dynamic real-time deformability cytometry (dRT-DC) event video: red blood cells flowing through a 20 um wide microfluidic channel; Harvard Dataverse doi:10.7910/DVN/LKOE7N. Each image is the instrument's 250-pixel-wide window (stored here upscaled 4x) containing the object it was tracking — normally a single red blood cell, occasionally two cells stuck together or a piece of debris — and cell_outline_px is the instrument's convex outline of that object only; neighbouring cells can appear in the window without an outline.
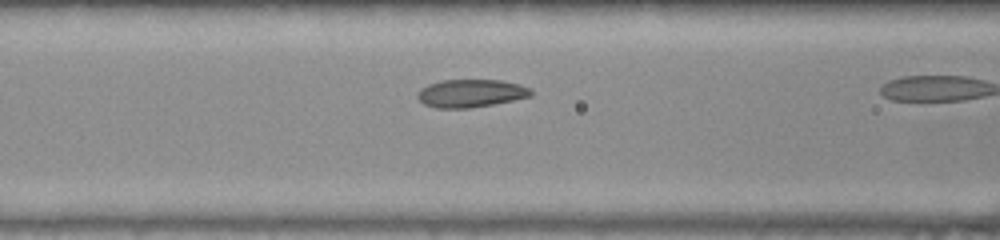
{"species": "common noctule bat (a hibernating species)", "species_latin": "Nyctalus noctula", "temperature_condition": "warm", "stored_images_in_passage": 15, "camera_frame_rate_fps": 3000, "um_per_image_px": 0.085, "animal": {"sex": "female", "body_mass_g": 22.0, "forearm_length_mm": 56.7}, "frame": {"image": 1, "passage_image": 5, "time_ms": 1.333, "image_size_px": [1000, 240], "cell_outline_px": [[532, 96], [492, 104], [468, 108], [436, 108], [424, 104], [416, 96], [420, 88], [428, 84], [440, 80], [500, 80], [520, 84], [528, 88], [532, 92]], "centroid_in_image_um": [39.98, 7.92], "position_along_channel_um": 126.6, "area_um2": 18.38}}
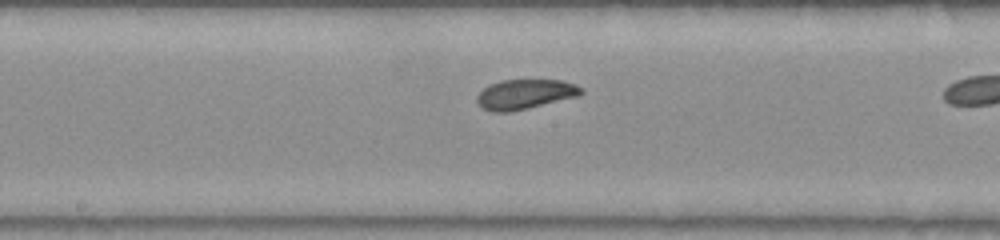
{"frame": {"image": 2, "passage_image": 11, "time_ms": 3.333, "image_size_px": [1000, 240], "cell_outline_px": [[584, 92], [580, 96], [512, 112], [492, 112], [484, 108], [476, 100], [476, 96], [484, 88], [500, 80], [560, 80], [576, 84], [584, 88]], "centroid_in_image_um": [44.68, 8.01], "position_along_channel_um": 203.5, "area_um2": 18.21}}